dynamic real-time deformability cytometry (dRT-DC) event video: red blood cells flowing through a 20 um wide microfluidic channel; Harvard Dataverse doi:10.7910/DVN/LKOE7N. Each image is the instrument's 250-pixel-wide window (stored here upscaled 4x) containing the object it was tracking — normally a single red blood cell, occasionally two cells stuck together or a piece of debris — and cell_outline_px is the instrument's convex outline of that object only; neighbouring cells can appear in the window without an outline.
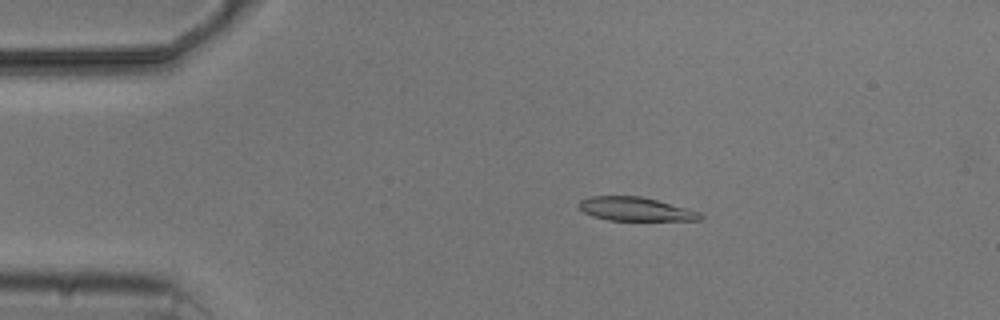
{"species": "common noctule bat (a hibernating species)", "species_latin": "Nyctalus noctula", "temperature_condition": "cold", "stored_images_in_passage": 5, "camera_frame_rate_fps": 3000, "um_per_image_px": 0.085, "animal": {"sex": "male", "body_mass_g": 20.5, "forearm_length_mm": 52.5}, "frame": {"image": 1, "passage_image": 3, "time_ms": 2.667, "image_size_px": [1000, 320], "cell_outline_px": [[704, 216], [700, 220], [608, 220], [592, 216], [584, 212], [576, 204], [580, 200], [588, 196], [640, 196], [688, 208], [700, 212]], "centroid_in_image_um": [53.99, 17.77], "position_along_channel_um": 31.0, "area_um2": 16.76}}
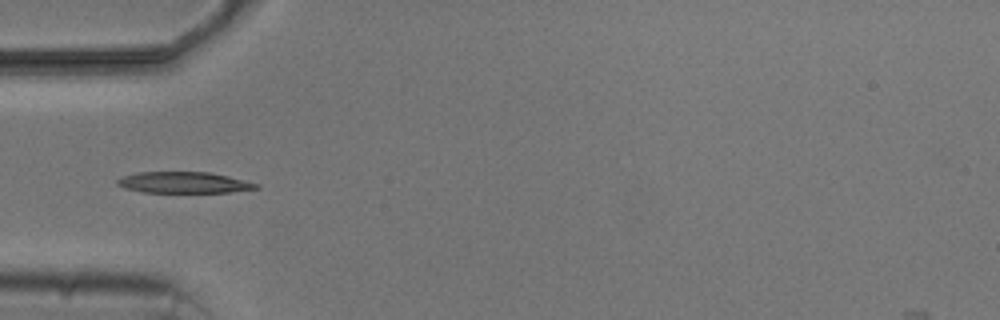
{"frame": {"image": 2, "passage_image": 5, "time_ms": 5.0, "image_size_px": [1000, 320], "cell_outline_px": [[260, 188], [232, 192], [144, 192], [124, 188], [116, 184], [116, 180], [124, 176], [136, 172], [208, 172], [228, 176], [260, 184]], "centroid_in_image_um": [15.64, 15.51], "position_along_channel_um": 69.4, "area_um2": 17.11}}